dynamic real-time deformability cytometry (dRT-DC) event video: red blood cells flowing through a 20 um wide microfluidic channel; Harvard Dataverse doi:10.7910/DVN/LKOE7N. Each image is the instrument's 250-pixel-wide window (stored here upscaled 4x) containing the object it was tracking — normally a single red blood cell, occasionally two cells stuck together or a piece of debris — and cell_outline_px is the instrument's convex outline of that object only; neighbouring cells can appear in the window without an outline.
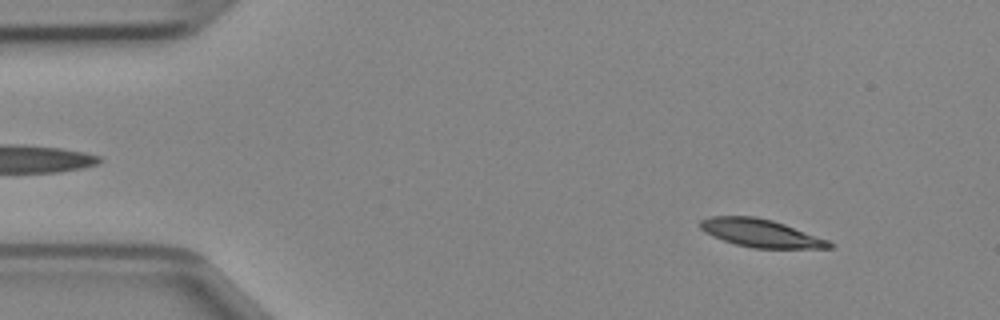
{"species": "Egyptian fruit bat (a non-hibernating species)", "species_latin": "Rousettus aegyptiacus", "temperature_condition": "cold", "stored_images_in_passage": 47, "camera_frame_rate_fps": 3000, "um_per_image_px": 0.085, "animal": {"sex": "female"}, "frame": {"image": 1, "passage_image": 5, "time_ms": 1.333, "image_size_px": [1000, 320], "cell_outline_px": [[832, 248], [752, 248], [736, 244], [712, 236], [704, 232], [700, 228], [700, 220], [708, 216], [756, 216], [772, 220], [784, 224], [828, 240], [832, 244]], "centroid_in_image_um": [64.61, 19.81], "position_along_channel_um": 20.4, "area_um2": 20.87}}
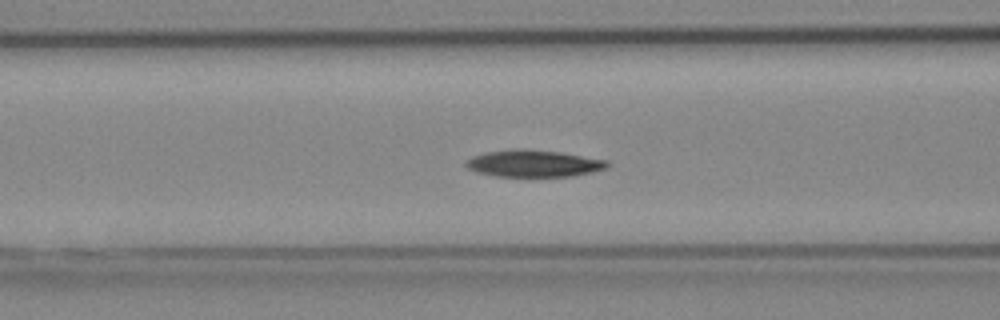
{"frame": {"image": 2, "passage_image": 18, "time_ms": 5.667, "image_size_px": [1000, 320], "cell_outline_px": [[612, 164], [608, 168], [592, 172], [572, 176], [496, 176], [476, 172], [468, 168], [464, 164], [464, 160], [472, 156], [484, 152], [512, 148], [524, 148], [560, 152], [608, 160]], "centroid_in_image_um": [45.35, 13.88], "position_along_channel_um": 121.3, "area_um2": 22.54}}
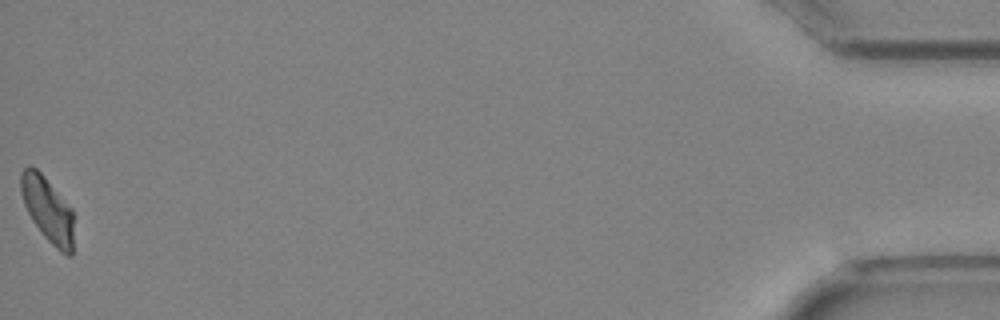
{"frame": {"image": 3, "passage_image": 47, "time_ms": 15.333, "image_size_px": [1000, 320], "cell_outline_px": [[72, 256], [68, 256], [60, 252], [44, 236], [32, 220], [24, 204], [20, 188], [20, 172], [28, 164], [36, 168], [44, 176], [72, 208]], "centroid_in_image_um": [4.03, 17.78], "position_along_channel_um": 431.2, "area_um2": 19.88}}